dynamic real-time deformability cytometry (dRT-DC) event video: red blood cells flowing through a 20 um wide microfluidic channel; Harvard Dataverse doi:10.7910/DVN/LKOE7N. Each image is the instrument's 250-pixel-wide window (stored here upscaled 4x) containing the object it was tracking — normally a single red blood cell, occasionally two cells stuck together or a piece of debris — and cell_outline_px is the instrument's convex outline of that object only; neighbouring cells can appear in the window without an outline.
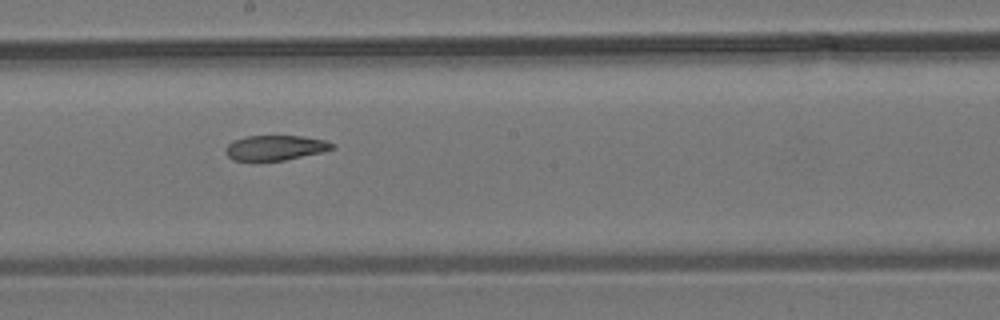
{"species": "common noctule bat (a hibernating species)", "species_latin": "Nyctalus noctula", "temperature_condition": "room temperature", "stored_images_in_passage": 10, "camera_frame_rate_fps": 3000, "um_per_image_px": 0.085, "animal": {"sex": "male", "body_mass_g": 19.2, "forearm_length_mm": 51.8}, "frame": {"image": 1, "passage_image": 8, "time_ms": 9.0, "image_size_px": [1000, 320], "cell_outline_px": [[336, 148], [324, 152], [284, 160], [232, 160], [224, 152], [224, 148], [232, 140], [244, 136], [304, 136], [328, 140], [336, 144]], "centroid_in_image_um": [23.44, 12.54], "position_along_channel_um": 224.8, "area_um2": 15.84}}
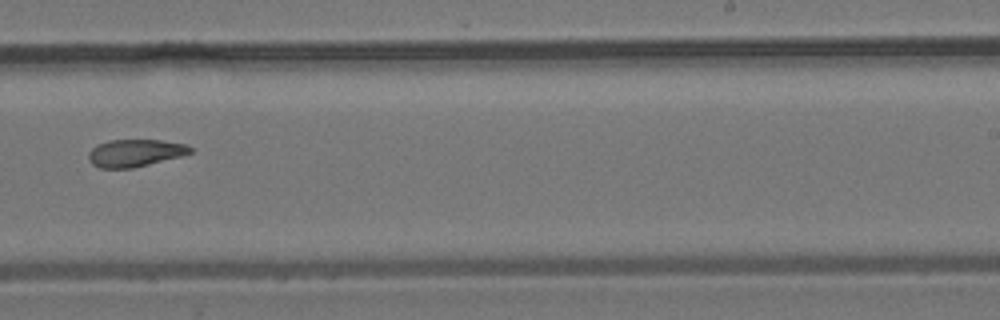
{"frame": {"image": 2, "passage_image": 9, "time_ms": 10.333, "image_size_px": [1000, 320], "cell_outline_px": [[196, 148], [192, 152], [180, 156], [132, 168], [100, 168], [92, 164], [88, 160], [88, 152], [96, 144], [108, 140], [160, 140], [184, 144]], "centroid_in_image_um": [11.45, 12.99], "position_along_channel_um": 277.6, "area_um2": 16.24}}
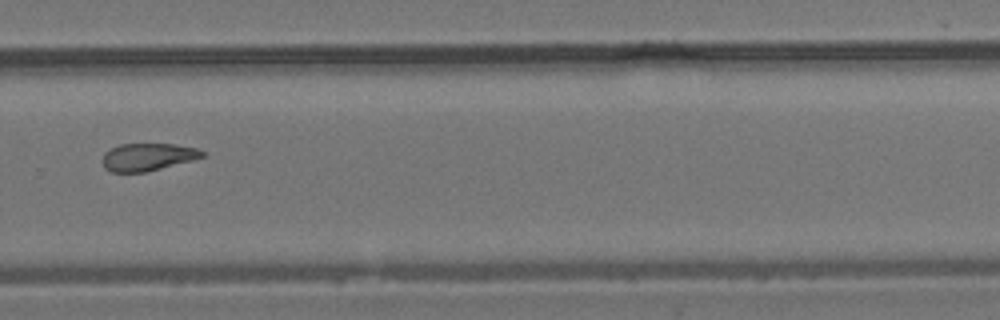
{"frame": {"image": 3, "passage_image": 10, "time_ms": 11.333, "image_size_px": [1000, 320], "cell_outline_px": [[204, 156], [192, 160], [144, 172], [112, 172], [104, 168], [104, 152], [120, 144], [172, 144], [196, 148], [204, 152]], "centroid_in_image_um": [12.54, 13.34], "position_along_channel_um": 317.3, "area_um2": 15.66}}